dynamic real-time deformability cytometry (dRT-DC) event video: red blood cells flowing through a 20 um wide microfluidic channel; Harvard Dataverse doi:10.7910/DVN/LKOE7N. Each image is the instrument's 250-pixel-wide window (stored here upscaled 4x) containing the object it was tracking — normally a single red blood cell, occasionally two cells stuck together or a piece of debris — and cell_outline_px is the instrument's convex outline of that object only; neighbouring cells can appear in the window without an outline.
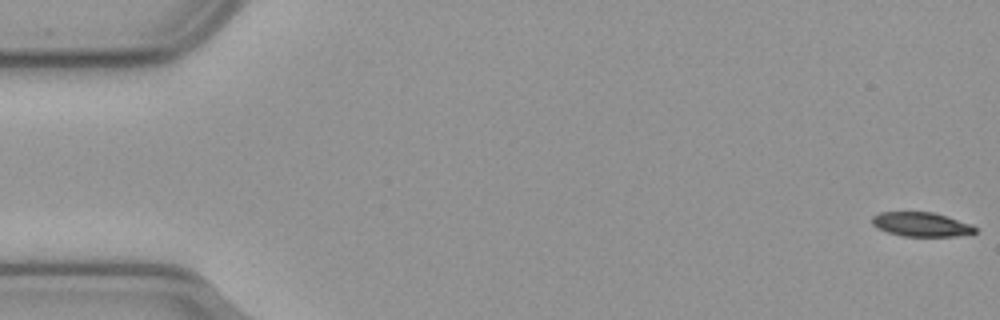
{"species": "common noctule bat (a hibernating species)", "species_latin": "Nyctalus noctula", "temperature_condition": "cold", "stored_images_in_passage": 58, "segment_of_instrument_passage": [1, 2], "camera_frame_rate_fps": 3000, "um_per_image_px": 0.085, "animal": {"sex": "male", "body_mass_g": 23.1, "forearm_length_mm": 52.7}, "frame": {"image": 1, "passage_image": 1, "time_ms": 0.0, "image_size_px": [1000, 320], "cell_outline_px": [[976, 232], [972, 236], [900, 236], [888, 232], [872, 224], [872, 216], [880, 212], [932, 212], [948, 216], [972, 224], [976, 228]], "centroid_in_image_um": [78.38, 19.08], "position_along_channel_um": 6.6, "area_um2": 14.74}}
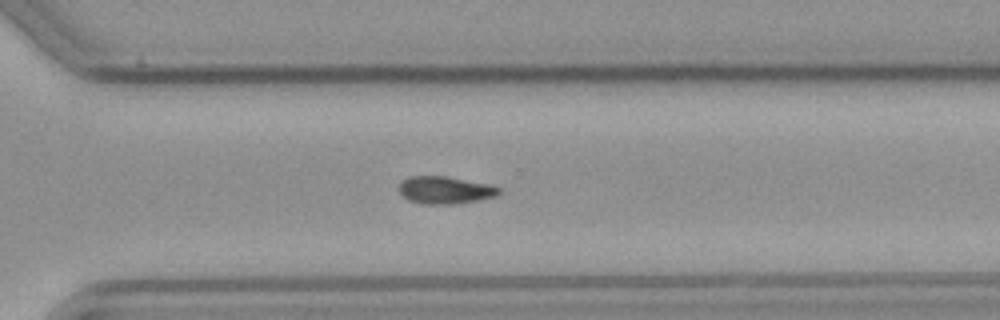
{"frame": {"image": 2, "passage_image": 40, "time_ms": 13.0, "image_size_px": [1000, 320], "cell_outline_px": [[500, 192], [496, 196], [480, 200], [460, 204], [424, 204], [408, 200], [400, 192], [400, 180], [408, 176], [444, 176], [488, 184], [500, 188]], "centroid_in_image_um": [37.82, 16.16], "position_along_channel_um": 332.8, "area_um2": 16.01}}
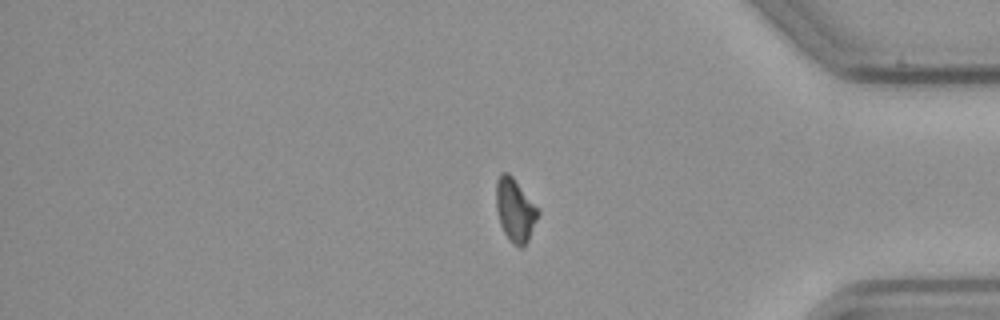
{"frame": {"image": 3, "passage_image": 47, "time_ms": 15.333, "image_size_px": [1000, 320], "cell_outline_px": [[540, 212], [528, 240], [524, 248], [520, 248], [512, 244], [508, 240], [500, 224], [496, 208], [496, 180], [500, 172], [508, 172], [512, 176]], "centroid_in_image_um": [43.76, 17.88], "position_along_channel_um": 391.4, "area_um2": 15.37}}